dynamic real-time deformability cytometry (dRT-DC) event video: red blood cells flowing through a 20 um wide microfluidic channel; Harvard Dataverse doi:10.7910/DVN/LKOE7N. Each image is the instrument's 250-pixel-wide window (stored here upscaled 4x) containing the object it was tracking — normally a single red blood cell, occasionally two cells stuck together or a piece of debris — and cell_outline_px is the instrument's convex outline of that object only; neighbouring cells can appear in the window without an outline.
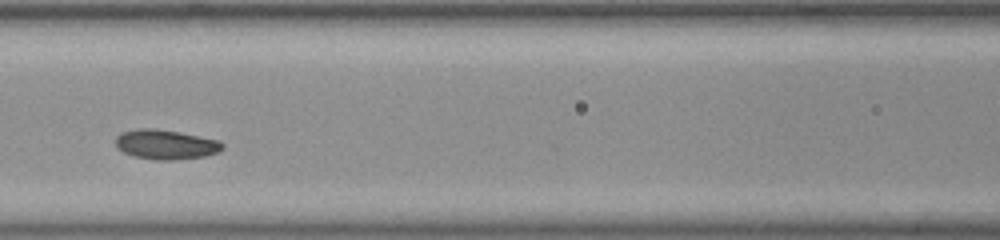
{"species": "common noctule bat (a hibernating species)", "species_latin": "Nyctalus noctula", "temperature_condition": "room temperature", "stored_images_in_passage": 33, "camera_frame_rate_fps": 3000, "um_per_image_px": 0.085, "animal": {"sex": "female", "body_mass_g": 23.0, "forearm_length_mm": 53.4}, "frame": {"image": 1, "passage_image": 13, "time_ms": 4.0, "image_size_px": [1000, 240], "cell_outline_px": [[224, 148], [220, 152], [204, 156], [176, 160], [156, 160], [132, 156], [116, 148], [116, 136], [120, 132], [140, 128], [152, 128], [180, 132], [220, 140], [224, 144]], "centroid_in_image_um": [14.1, 12.28], "position_along_channel_um": 152.5, "area_um2": 18.73}}
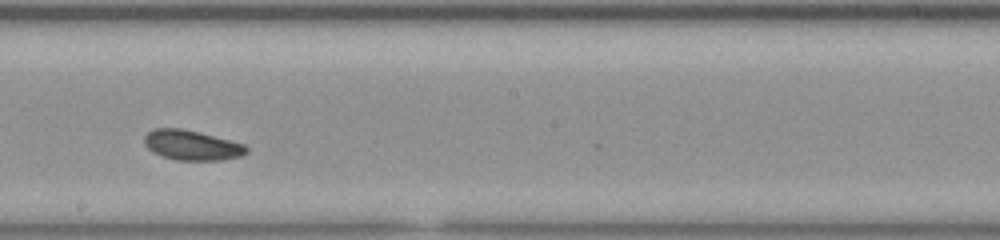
{"frame": {"image": 2, "passage_image": 19, "time_ms": 6.0, "image_size_px": [1000, 240], "cell_outline_px": [[248, 152], [240, 156], [224, 160], [176, 160], [160, 156], [152, 152], [144, 144], [144, 136], [148, 132], [156, 128], [180, 128], [200, 132], [244, 144], [248, 148]], "centroid_in_image_um": [16.29, 12.35], "position_along_channel_um": 231.9, "area_um2": 17.92}}
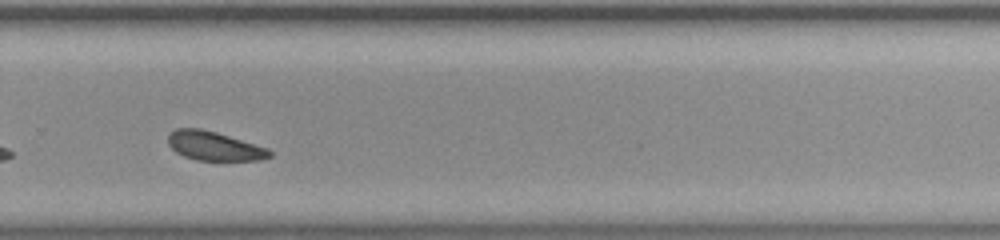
{"frame": {"image": 3, "passage_image": 25, "time_ms": 8.0, "image_size_px": [1000, 240], "cell_outline_px": [[272, 156], [260, 160], [196, 160], [184, 156], [176, 152], [168, 144], [168, 136], [176, 128], [200, 128], [216, 132], [268, 148], [272, 152]], "centroid_in_image_um": [18.21, 12.41], "position_along_channel_um": 311.6, "area_um2": 17.05}, "authors_computed_cell_mechanics": {"area_um2": 17.6868, "velocity_mm_per_s": 3.9836, "shape_relaxation_time_tau1_ms": 5.3196, "shape_relaxation_time_tau2_ms": 5.5284, "deformation_change_tau1": 0.181, "deformation_change_tau2": 0.1188}}